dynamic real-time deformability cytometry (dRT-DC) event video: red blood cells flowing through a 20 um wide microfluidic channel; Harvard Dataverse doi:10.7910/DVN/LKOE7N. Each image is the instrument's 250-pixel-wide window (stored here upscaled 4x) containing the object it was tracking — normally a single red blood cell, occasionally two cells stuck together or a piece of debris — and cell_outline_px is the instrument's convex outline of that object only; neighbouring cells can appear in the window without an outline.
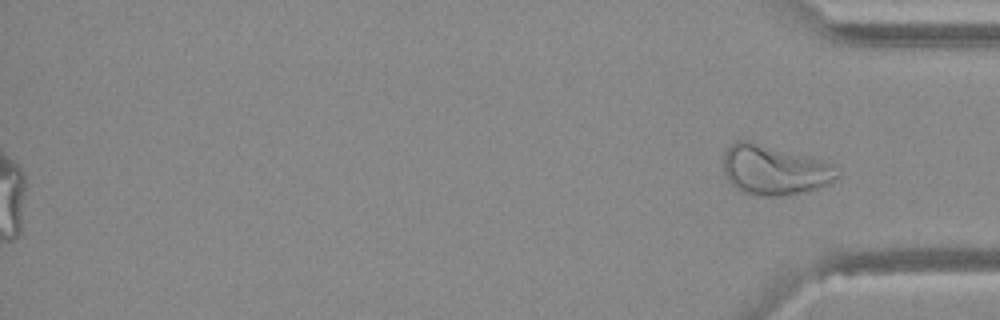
{"species": "Egyptian fruit bat (a non-hibernating species)", "species_latin": "Rousettus aegyptiacus", "temperature_condition": "warm", "stored_images_in_passage": 37, "segment_of_instrument_passage": [2, 2], "camera_frame_rate_fps": 3000, "um_per_image_px": 0.085, "animal": {"sex": "female"}, "frame": {"image": 1, "passage_image": 37, "time_ms": 12.0, "image_size_px": [1000, 320], "cell_outline_px": [[840, 176], [828, 184], [804, 192], [784, 196], [752, 196], [736, 188], [724, 176], [724, 152], [736, 140], [748, 140], [836, 164], [840, 168]], "centroid_in_image_um": [65.84, 14.46], "position_along_channel_um": 369.4, "area_um2": 33.29}}